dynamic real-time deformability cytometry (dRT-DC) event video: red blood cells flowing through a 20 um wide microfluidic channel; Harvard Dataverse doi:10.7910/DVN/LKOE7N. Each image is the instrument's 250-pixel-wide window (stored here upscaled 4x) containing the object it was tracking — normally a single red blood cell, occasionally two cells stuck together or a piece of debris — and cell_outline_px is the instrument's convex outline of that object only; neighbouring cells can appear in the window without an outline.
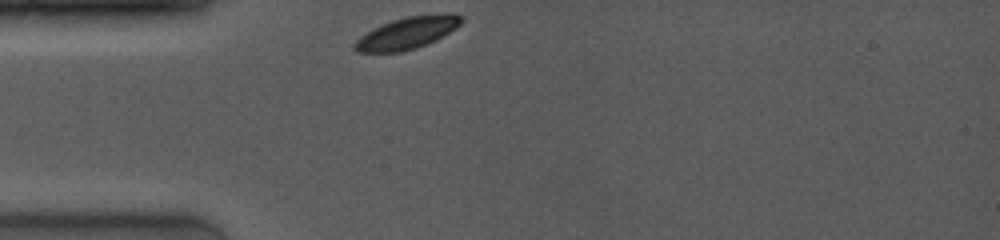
{"species": "common noctule bat (a hibernating species)", "species_latin": "Nyctalus noctula", "temperature_condition": "room temperature", "stored_images_in_passage": 19, "camera_frame_rate_fps": 4000, "um_per_image_px": 0.085, "animal": {"sex": "female", "body_mass_g": 19.0, "forearm_length_mm": 53.3}, "frame": {"image": 1, "passage_image": 1, "time_ms": 0.0, "image_size_px": [1000, 240], "cell_outline_px": [[464, 20], [456, 28], [436, 40], [400, 52], [356, 52], [352, 48], [352, 44], [360, 36], [372, 28], [392, 20], [408, 16], [444, 12], [452, 12], [460, 16]], "centroid_in_image_um": [34.6, 2.78], "position_along_channel_um": 50.4, "area_um2": 19.94}}
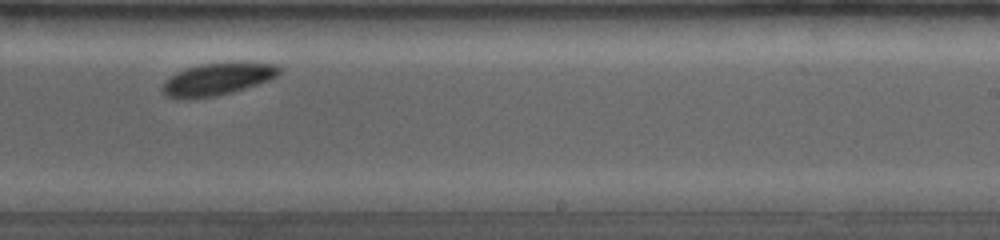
{"frame": {"image": 2, "passage_image": 15, "time_ms": 6.0, "image_size_px": [1000, 240], "cell_outline_px": [[280, 72], [276, 76], [268, 80], [232, 92], [216, 96], [184, 100], [164, 96], [160, 92], [160, 88], [172, 76], [188, 68], [200, 64], [236, 60], [280, 64]], "centroid_in_image_um": [18.51, 6.71], "position_along_channel_um": 270.5, "area_um2": 22.43}}
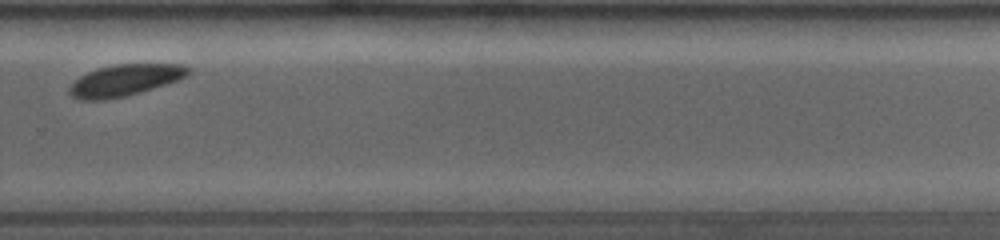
{"frame": {"image": 3, "passage_image": 18, "time_ms": 7.25, "image_size_px": [1000, 240], "cell_outline_px": [[188, 72], [184, 76], [176, 80], [140, 92], [124, 96], [104, 100], [80, 100], [72, 96], [68, 92], [68, 88], [80, 76], [88, 72], [100, 68], [116, 64], [184, 64], [188, 68]], "centroid_in_image_um": [10.55, 6.82], "position_along_channel_um": 319.2, "area_um2": 21.33}}